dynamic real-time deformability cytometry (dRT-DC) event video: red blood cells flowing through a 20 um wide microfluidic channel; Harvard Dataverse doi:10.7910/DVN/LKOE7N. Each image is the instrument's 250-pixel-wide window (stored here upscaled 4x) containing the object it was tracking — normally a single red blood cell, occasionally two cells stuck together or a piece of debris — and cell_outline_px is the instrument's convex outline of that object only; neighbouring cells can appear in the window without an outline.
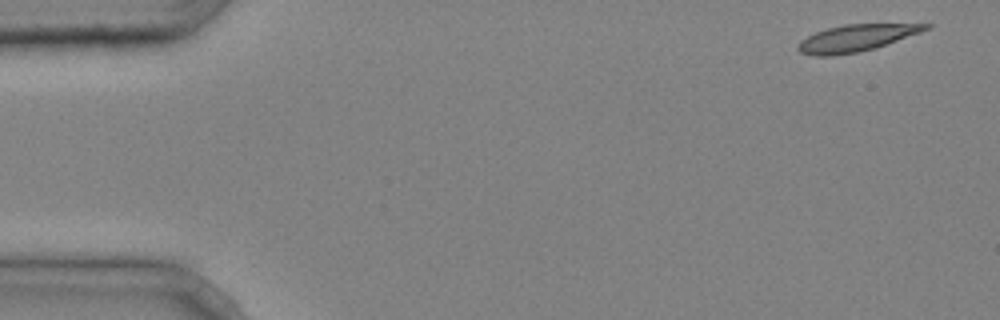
{"species": "common noctule bat (a hibernating species)", "species_latin": "Nyctalus noctula", "temperature_condition": "cold", "stored_images_in_passage": 4, "camera_frame_rate_fps": 3000, "um_per_image_px": 0.085, "animal": {"sex": "male", "body_mass_g": 20.4}, "frame": {"image": 1, "passage_image": 1, "time_ms": 0.0, "image_size_px": [1000, 320], "cell_outline_px": [[932, 28], [876, 48], [860, 52], [832, 56], [816, 56], [800, 52], [796, 48], [800, 40], [816, 32], [828, 28], [844, 24], [932, 24]], "centroid_in_image_um": [72.78, 3.24], "position_along_channel_um": 12.2, "area_um2": 19.94}}
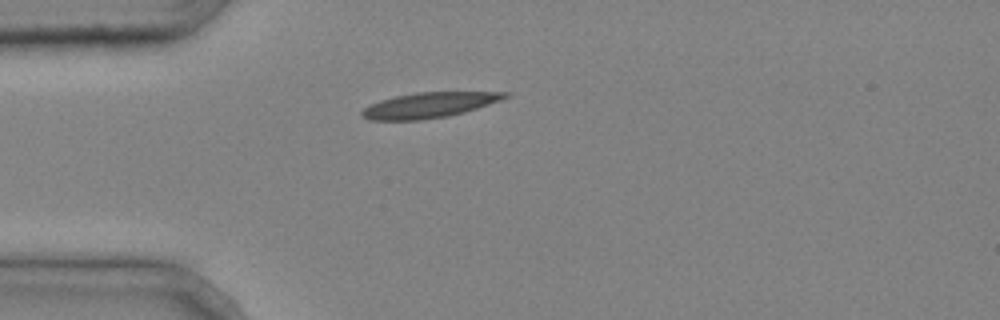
{"frame": {"image": 2, "passage_image": 4, "time_ms": 1.0, "image_size_px": [1000, 320], "cell_outline_px": [[512, 96], [464, 112], [448, 116], [420, 120], [368, 120], [360, 116], [360, 112], [364, 108], [380, 100], [396, 96], [416, 92], [512, 92]], "centroid_in_image_um": [36.47, 8.93], "position_along_channel_um": 48.5, "area_um2": 21.1}}